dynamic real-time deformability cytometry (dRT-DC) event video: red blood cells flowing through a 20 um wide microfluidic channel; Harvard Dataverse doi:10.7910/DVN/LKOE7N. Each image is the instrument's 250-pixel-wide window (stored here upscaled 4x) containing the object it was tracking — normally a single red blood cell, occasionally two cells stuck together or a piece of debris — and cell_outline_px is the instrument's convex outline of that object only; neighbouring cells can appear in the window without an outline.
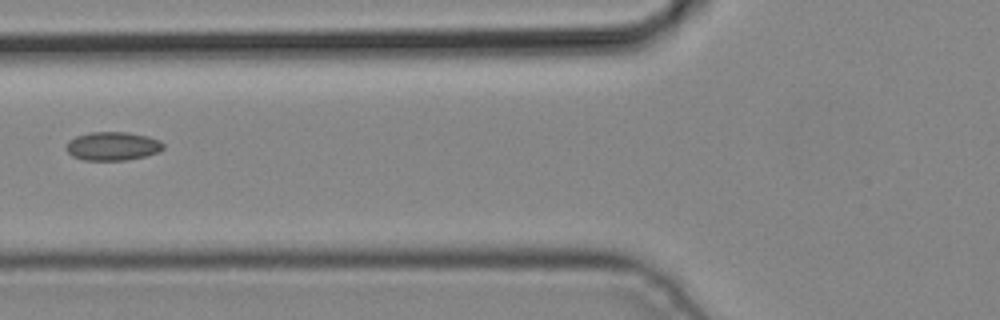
{"species": "common noctule bat (a hibernating species)", "species_latin": "Nyctalus noctula", "temperature_condition": "cold", "stored_images_in_passage": 5, "camera_frame_rate_fps": 3000, "um_per_image_px": 0.085, "animal": {"sex": "male", "body_mass_g": 19.2, "forearm_length_mm": 51.8}, "frame": {"image": 1, "passage_image": 5, "time_ms": 1.333, "image_size_px": [1000, 320], "cell_outline_px": [[164, 148], [160, 152], [144, 156], [124, 160], [84, 160], [72, 156], [64, 148], [68, 140], [76, 136], [92, 132], [128, 132], [148, 136], [160, 140], [164, 144]], "centroid_in_image_um": [9.57, 12.41], "position_along_channel_um": 116.2, "area_um2": 16.3}}